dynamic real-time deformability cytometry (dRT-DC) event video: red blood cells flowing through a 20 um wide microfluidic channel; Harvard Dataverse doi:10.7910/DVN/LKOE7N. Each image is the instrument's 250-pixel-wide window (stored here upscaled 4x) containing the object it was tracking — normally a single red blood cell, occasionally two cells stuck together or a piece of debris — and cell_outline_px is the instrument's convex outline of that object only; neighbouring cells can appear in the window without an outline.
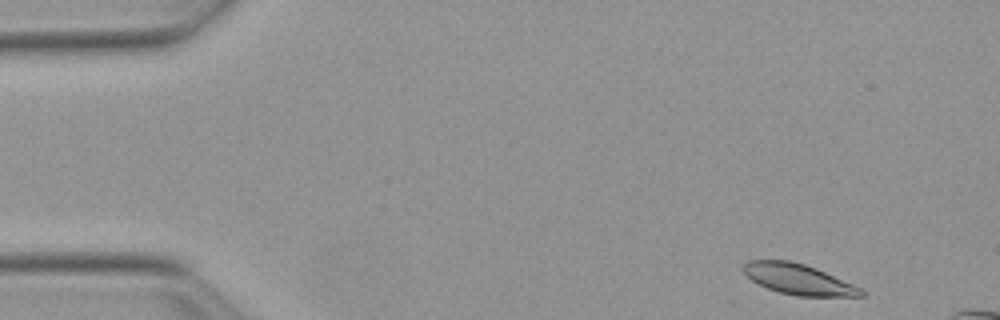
{"species": "Egyptian fruit bat (a non-hibernating species)", "species_latin": "Rousettus aegyptiacus", "temperature_condition": "warm", "stored_images_in_passage": 20, "camera_frame_rate_fps": 3000, "um_per_image_px": 0.085, "animal": {"sex": "female"}, "frame": {"image": 1, "passage_image": 2, "time_ms": 0.333, "image_size_px": [1000, 320], "cell_outline_px": [[864, 296], [796, 296], [780, 292], [768, 288], [752, 280], [744, 272], [744, 264], [748, 260], [788, 260], [804, 264], [816, 268], [852, 284], [860, 288], [864, 292]], "centroid_in_image_um": [67.86, 23.73], "position_along_channel_um": 17.1, "area_um2": 20.58}}
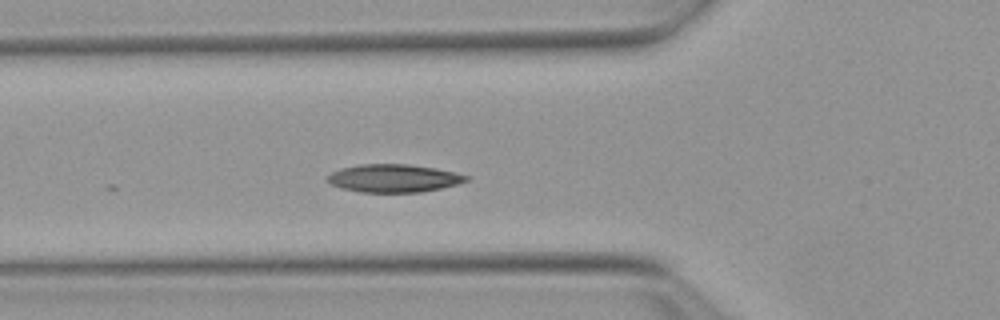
{"frame": {"image": 2, "passage_image": 16, "time_ms": 5.0, "image_size_px": [1000, 320], "cell_outline_px": [[468, 180], [456, 184], [440, 188], [420, 192], [360, 192], [340, 188], [324, 180], [332, 172], [340, 168], [360, 164], [408, 164], [436, 168], [468, 176]], "centroid_in_image_um": [33.4, 15.15], "position_along_channel_um": 92.4, "area_um2": 22.48}}
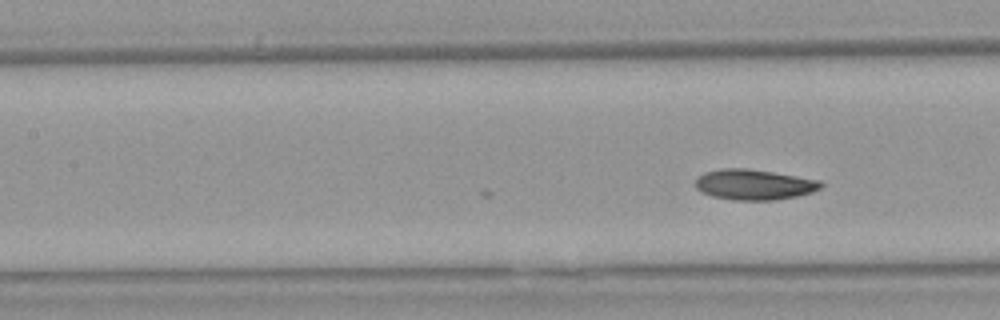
{"frame": {"image": 3, "passage_image": 20, "time_ms": 6.333, "image_size_px": [1000, 320], "cell_outline_px": [[824, 184], [820, 188], [812, 192], [796, 196], [776, 200], [736, 200], [712, 196], [696, 188], [696, 176], [704, 172], [720, 168], [748, 168], [820, 180]], "centroid_in_image_um": [64.08, 15.68], "position_along_channel_um": 143.3, "area_um2": 22.25}}